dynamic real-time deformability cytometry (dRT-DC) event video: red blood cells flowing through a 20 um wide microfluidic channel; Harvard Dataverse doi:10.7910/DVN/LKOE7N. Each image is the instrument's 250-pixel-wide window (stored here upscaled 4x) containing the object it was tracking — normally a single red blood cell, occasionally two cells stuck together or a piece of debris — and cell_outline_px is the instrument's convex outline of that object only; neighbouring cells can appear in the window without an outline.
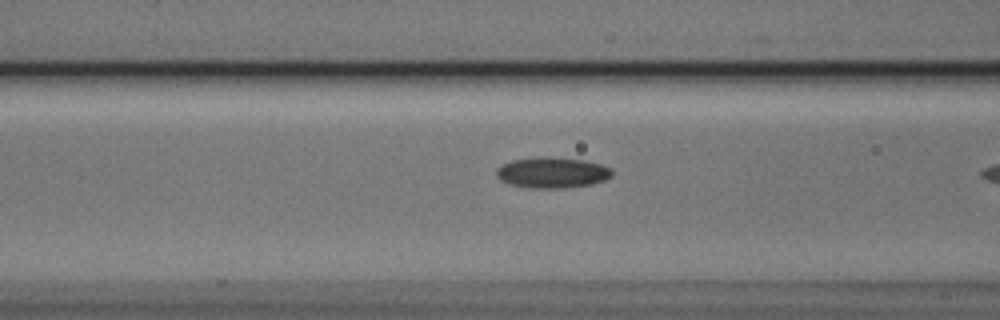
{"species": "Egyptian fruit bat (a non-hibernating species)", "species_latin": "Rousettus aegyptiacus", "temperature_condition": "cold", "stored_images_in_passage": 20, "camera_frame_rate_fps": 3000, "um_per_image_px": 0.085, "animal": {"sex": "male"}, "frame": {"image": 1, "passage_image": 19, "time_ms": 6.0, "image_size_px": [1000, 320], "cell_outline_px": [[612, 176], [604, 180], [592, 184], [564, 188], [528, 188], [508, 184], [500, 180], [496, 176], [496, 168], [512, 160], [544, 156], [584, 160], [600, 164], [612, 168]], "centroid_in_image_um": [46.92, 14.68], "position_along_channel_um": 119.7, "area_um2": 20.87}}